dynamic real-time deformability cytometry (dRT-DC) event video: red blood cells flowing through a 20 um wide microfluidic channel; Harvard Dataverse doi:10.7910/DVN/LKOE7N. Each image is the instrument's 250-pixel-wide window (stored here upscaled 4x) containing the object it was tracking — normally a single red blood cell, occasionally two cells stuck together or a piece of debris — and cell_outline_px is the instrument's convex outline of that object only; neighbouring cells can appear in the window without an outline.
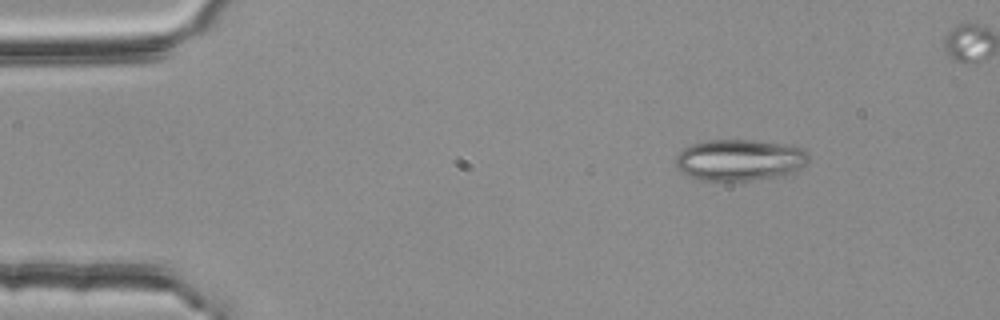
{"species": "common noctule bat (a hibernating species)", "species_latin": "Nyctalus noctula", "temperature_condition": "room temperature", "stored_images_in_passage": 4, "camera_frame_rate_fps": 3000, "um_per_image_px": 0.085, "animal": {"sex": "female", "body_mass_g": 25.1}, "frame": {"image": 1, "passage_image": 2, "time_ms": 0.333, "image_size_px": [1000, 320], "cell_outline_px": [[808, 160], [800, 168], [792, 172], [780, 176], [752, 180], [720, 184], [700, 180], [688, 176], [680, 172], [676, 164], [676, 156], [684, 148], [692, 144], [708, 140], [752, 140], [792, 144], [804, 148], [808, 152]], "centroid_in_image_um": [62.86, 13.63], "position_along_channel_um": 22.1, "area_um2": 32.95}}